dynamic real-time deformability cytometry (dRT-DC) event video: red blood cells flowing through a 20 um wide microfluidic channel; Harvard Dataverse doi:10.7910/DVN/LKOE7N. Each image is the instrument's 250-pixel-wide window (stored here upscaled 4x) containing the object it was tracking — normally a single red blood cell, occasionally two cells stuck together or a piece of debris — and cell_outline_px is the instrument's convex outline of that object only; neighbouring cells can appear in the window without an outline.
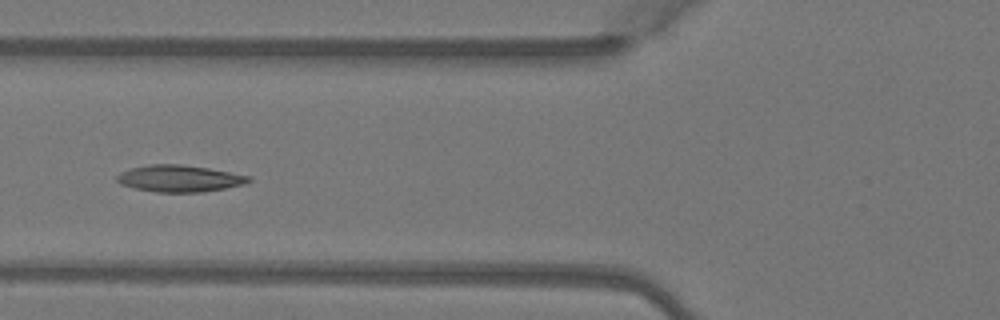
{"species": "Egyptian fruit bat (a non-hibernating species)", "species_latin": "Rousettus aegyptiacus", "temperature_condition": "warm", "stored_images_in_passage": 6, "camera_frame_rate_fps": 3000, "um_per_image_px": 0.085, "animal": {"sex": "female"}, "frame": {"image": 1, "passage_image": 6, "time_ms": 1.667, "image_size_px": [1000, 320], "cell_outline_px": [[252, 180], [244, 184], [204, 192], [156, 192], [136, 188], [120, 184], [116, 180], [116, 176], [120, 172], [132, 168], [148, 164], [180, 164], [208, 168], [252, 176]], "centroid_in_image_um": [15.26, 15.17], "position_along_channel_um": 110.5, "area_um2": 20.52}}